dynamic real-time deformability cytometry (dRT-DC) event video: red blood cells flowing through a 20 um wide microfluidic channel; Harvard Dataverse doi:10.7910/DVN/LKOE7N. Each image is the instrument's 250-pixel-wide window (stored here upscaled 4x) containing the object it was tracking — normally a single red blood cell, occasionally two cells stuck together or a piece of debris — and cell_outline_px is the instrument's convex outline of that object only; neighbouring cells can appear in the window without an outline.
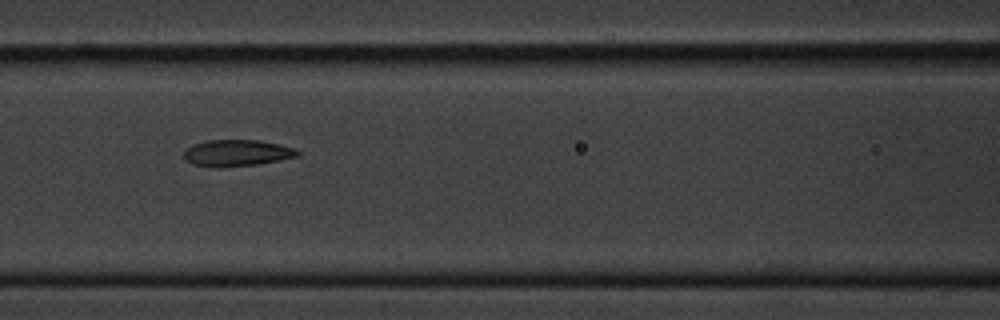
{"species": "common noctule bat (a hibernating species)", "species_latin": "Nyctalus noctula", "temperature_condition": "cold", "stored_images_in_passage": 9, "camera_frame_rate_fps": 3000, "um_per_image_px": 0.085, "animal": {"sex": "male", "body_mass_g": 20.1, "forearm_length_mm": 53.5}, "frame": {"image": 1, "passage_image": 7, "time_ms": 7.0, "image_size_px": [1000, 320], "cell_outline_px": [[300, 156], [280, 160], [256, 164], [216, 168], [192, 164], [184, 160], [184, 148], [192, 144], [208, 140], [260, 140], [280, 144], [296, 148], [300, 152]], "centroid_in_image_um": [20.12, 13.0], "position_along_channel_um": 146.5, "area_um2": 17.86}}
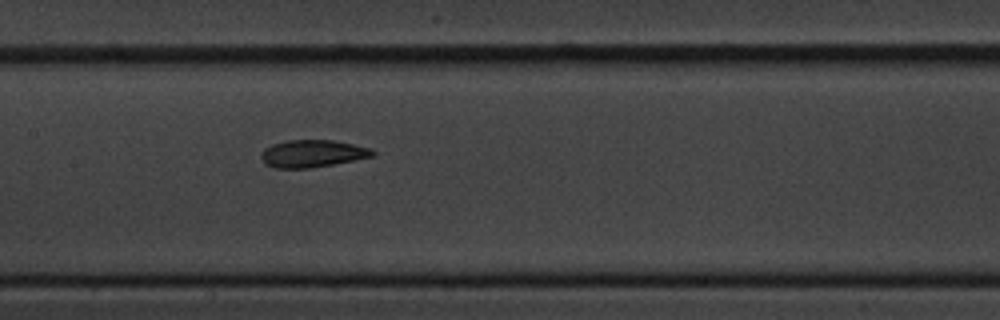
{"frame": {"image": 2, "passage_image": 8, "time_ms": 8.0, "image_size_px": [1000, 320], "cell_outline_px": [[376, 152], [372, 156], [356, 160], [308, 168], [276, 168], [264, 164], [260, 156], [260, 152], [264, 148], [272, 144], [288, 140], [332, 140], [372, 148]], "centroid_in_image_um": [26.53, 13.05], "position_along_channel_um": 180.9, "area_um2": 17.8}}